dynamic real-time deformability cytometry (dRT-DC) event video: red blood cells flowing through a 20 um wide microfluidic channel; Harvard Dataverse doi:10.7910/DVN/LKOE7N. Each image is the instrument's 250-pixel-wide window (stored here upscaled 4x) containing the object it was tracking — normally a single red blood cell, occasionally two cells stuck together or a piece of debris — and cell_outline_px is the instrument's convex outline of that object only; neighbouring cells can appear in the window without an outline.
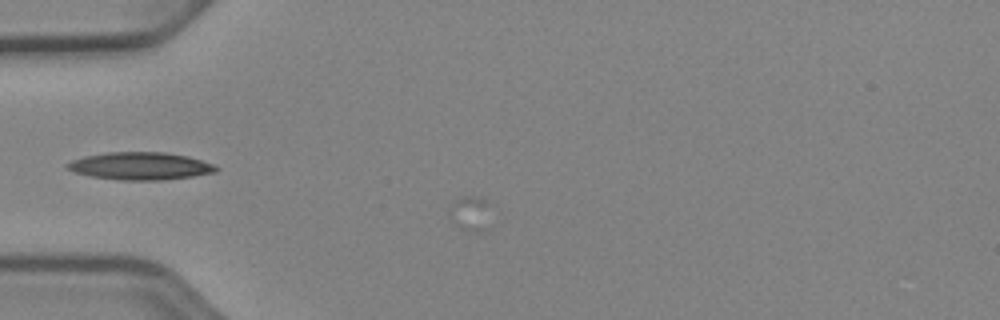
{"species": "Egyptian fruit bat (a non-hibernating species)", "species_latin": "Rousettus aegyptiacus", "temperature_condition": "cold", "stored_images_in_passage": 5, "camera_frame_rate_fps": 3000, "um_per_image_px": 0.085, "animal": {"sex": "female"}, "frame": {"image": 1, "passage_image": 4, "time_ms": 1.0, "image_size_px": [1000, 320], "cell_outline_px": [[220, 168], [216, 172], [192, 176], [164, 180], [120, 180], [92, 176], [76, 172], [68, 168], [68, 164], [72, 160], [84, 156], [108, 152], [164, 152], [188, 156], [212, 164]], "centroid_in_image_um": [11.96, 14.11], "position_along_channel_um": 73.0, "area_um2": 23.64}}